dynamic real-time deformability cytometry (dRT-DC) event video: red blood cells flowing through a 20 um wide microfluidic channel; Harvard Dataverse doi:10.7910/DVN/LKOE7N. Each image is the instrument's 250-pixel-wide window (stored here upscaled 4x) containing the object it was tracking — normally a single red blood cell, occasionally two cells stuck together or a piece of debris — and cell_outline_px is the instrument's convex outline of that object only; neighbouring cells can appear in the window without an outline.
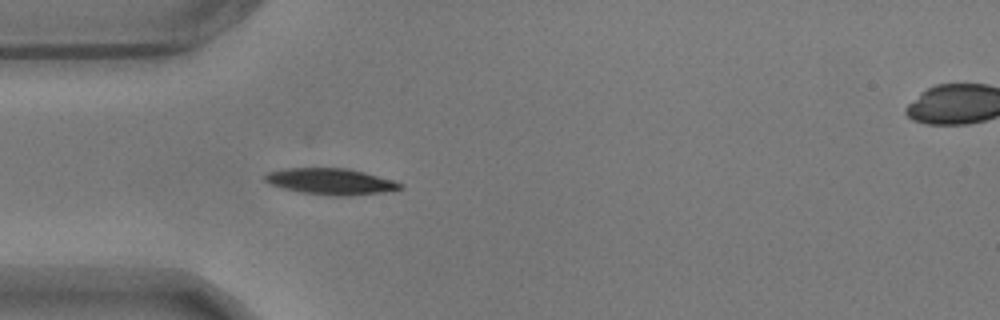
{"species": "common noctule bat (a hibernating species)", "species_latin": "Nyctalus noctula", "temperature_condition": "warm", "stored_images_in_passage": 42, "camera_frame_rate_fps": 3000, "um_per_image_px": 0.085, "animal": {"sex": "male", "body_mass_g": 17.9}, "frame": {"image": 1, "passage_image": 1, "time_ms": 0.0, "image_size_px": [1000, 320], "cell_outline_px": [[396, 188], [364, 192], [324, 192], [296, 188], [280, 184], [272, 180], [268, 176], [280, 172], [312, 168], [324, 168], [356, 172], [396, 184]], "centroid_in_image_um": [28.11, 15.36], "position_along_channel_um": 56.9, "area_um2": 15.32}}
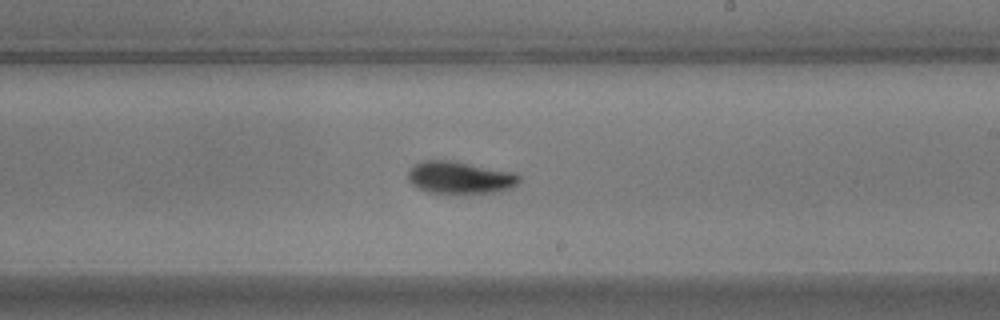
{"frame": {"image": 2, "passage_image": 18, "time_ms": 5.667, "image_size_px": [1000, 320], "cell_outline_px": [[512, 180], [508, 184], [488, 188], [440, 188], [424, 184], [416, 180], [412, 176], [412, 172], [416, 168], [424, 164], [452, 164], [512, 176]], "centroid_in_image_um": [38.96, 15.03], "position_along_channel_um": 250.0, "area_um2": 13.12}}
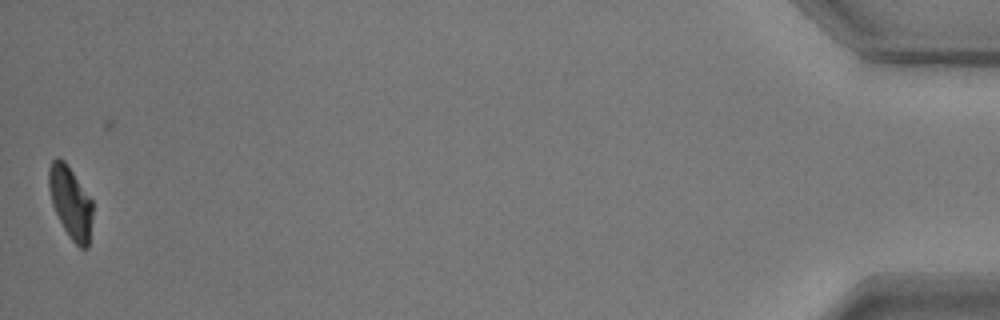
{"frame": {"image": 3, "passage_image": 42, "time_ms": 13.667, "image_size_px": [1000, 320], "cell_outline_px": [[92, 208], [88, 244], [84, 248], [68, 232], [52, 200], [52, 164], [56, 160], [60, 160], [68, 168], [92, 200]], "centroid_in_image_um": [6.09, 17.24], "position_along_channel_um": 429.1, "area_um2": 15.66}, "authors_computed_cell_mechanics": {"area_um2": 14.7101, "velocity_mm_per_s": 3.4627, "shape_relaxation_time_tau1_ms": null, "shape_relaxation_time_tau2_ms": 4.9761, "deformation_change_tau1": null, "deformation_change_tau2": 0.1047}}